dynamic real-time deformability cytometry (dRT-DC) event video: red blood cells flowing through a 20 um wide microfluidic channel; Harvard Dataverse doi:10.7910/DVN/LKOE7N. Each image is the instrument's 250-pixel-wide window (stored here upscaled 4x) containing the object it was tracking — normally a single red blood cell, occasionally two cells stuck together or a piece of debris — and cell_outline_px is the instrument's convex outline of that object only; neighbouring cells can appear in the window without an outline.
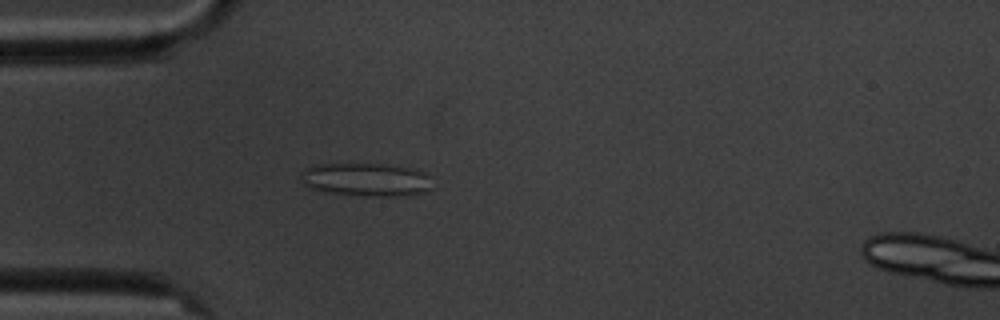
{"species": "common noctule bat (a hibernating species)", "species_latin": "Nyctalus noctula", "temperature_condition": "cold", "stored_images_in_passage": 4, "camera_frame_rate_fps": 3000, "um_per_image_px": 0.085, "animal": {"sex": "male", "body_mass_g": 20.1, "forearm_length_mm": 53.5}, "frame": {"image": 1, "passage_image": 3, "time_ms": 3.333, "image_size_px": [1000, 320], "cell_outline_px": [[432, 188], [424, 192], [404, 196], [364, 196], [332, 192], [308, 188], [300, 180], [300, 172], [308, 168], [320, 164], [384, 164], [416, 168], [432, 176]], "centroid_in_image_um": [31.19, 15.26], "position_along_channel_um": 53.8, "area_um2": 25.78}}